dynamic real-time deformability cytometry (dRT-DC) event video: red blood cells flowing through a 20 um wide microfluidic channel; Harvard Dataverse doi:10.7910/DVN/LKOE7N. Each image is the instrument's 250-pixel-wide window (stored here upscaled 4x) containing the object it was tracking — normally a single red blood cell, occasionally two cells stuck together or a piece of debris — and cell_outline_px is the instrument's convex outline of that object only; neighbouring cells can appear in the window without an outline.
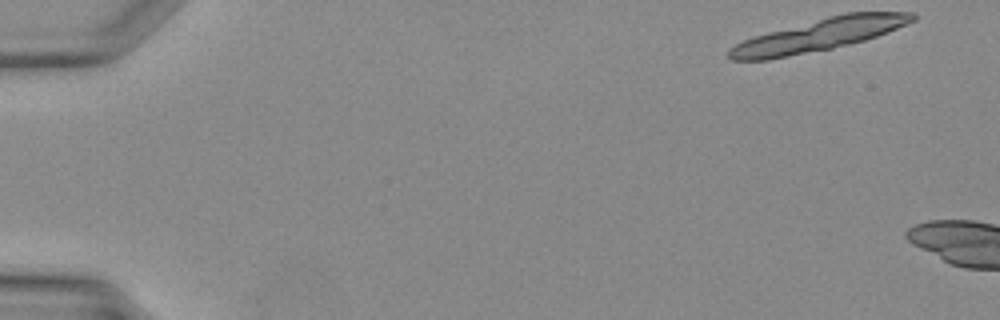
{"species": "Egyptian fruit bat (a non-hibernating species)", "species_latin": "Rousettus aegyptiacus", "temperature_condition": "warm", "stored_images_in_passage": 6, "camera_frame_rate_fps": 3000, "um_per_image_px": 0.085, "animal": {"sex": "female"}, "frame": {"image": 1, "passage_image": 1, "time_ms": 0.0, "image_size_px": [1000, 320], "cell_outline_px": [[916, 20], [908, 24], [876, 36], [864, 40], [832, 48], [768, 60], [732, 60], [728, 56], [728, 48], [744, 40], [768, 32], [828, 16], [844, 12], [912, 12], [916, 16]], "centroid_in_image_um": [69.63, 2.97], "position_along_channel_um": 15.4, "area_um2": 34.28}}